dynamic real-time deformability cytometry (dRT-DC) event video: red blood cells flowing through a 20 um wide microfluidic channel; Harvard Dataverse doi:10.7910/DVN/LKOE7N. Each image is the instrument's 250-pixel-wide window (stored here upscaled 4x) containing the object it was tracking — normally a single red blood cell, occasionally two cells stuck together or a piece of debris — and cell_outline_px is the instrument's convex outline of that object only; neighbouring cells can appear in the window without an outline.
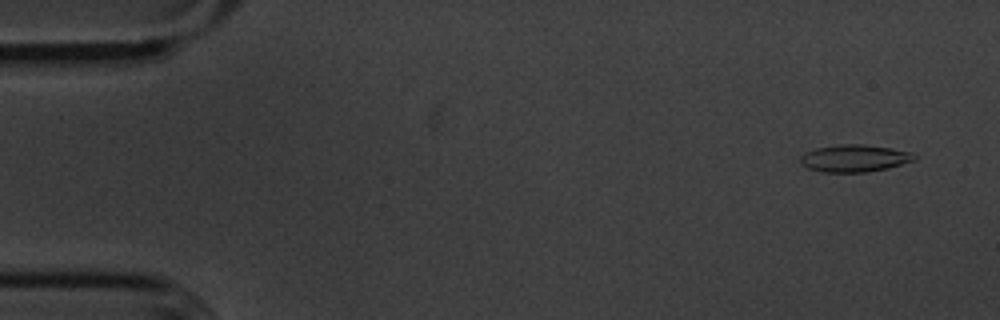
{"species": "common noctule bat (a hibernating species)", "species_latin": "Nyctalus noctula", "temperature_condition": "cold", "stored_images_in_passage": 13, "camera_frame_rate_fps": 3000, "um_per_image_px": 0.085, "animal": {"sex": "male", "body_mass_g": 20.1, "forearm_length_mm": 53.5}, "frame": {"image": 1, "passage_image": 3, "time_ms": 0.667, "image_size_px": [1000, 320], "cell_outline_px": [[916, 160], [888, 168], [868, 172], [824, 172], [808, 168], [800, 164], [800, 156], [804, 152], [816, 148], [840, 144], [864, 144], [892, 148], [912, 152], [916, 156]], "centroid_in_image_um": [72.63, 13.45], "position_along_channel_um": 12.4, "area_um2": 18.26}}